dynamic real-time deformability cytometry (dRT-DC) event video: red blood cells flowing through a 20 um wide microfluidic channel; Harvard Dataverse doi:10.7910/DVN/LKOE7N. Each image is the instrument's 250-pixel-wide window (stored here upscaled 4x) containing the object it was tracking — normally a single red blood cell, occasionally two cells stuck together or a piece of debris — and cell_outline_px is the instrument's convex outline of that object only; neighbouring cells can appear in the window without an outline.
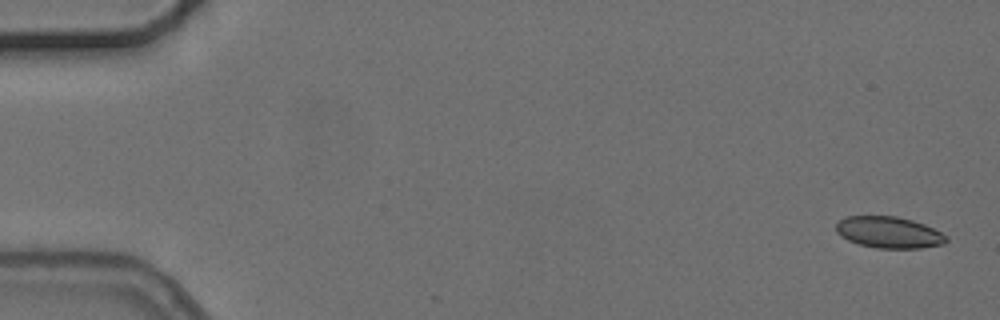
{"species": "common noctule bat (a hibernating species)", "species_latin": "Nyctalus noctula", "temperature_condition": "cold", "stored_images_in_passage": 6, "camera_frame_rate_fps": 3000, "um_per_image_px": 0.085, "animal": {"sex": "female", "body_mass_g": 24.6, "forearm_length_mm": 56.2}, "frame": {"image": 1, "passage_image": 1, "time_ms": 0.0, "image_size_px": [1000, 320], "cell_outline_px": [[948, 240], [944, 244], [920, 248], [876, 248], [860, 244], [848, 240], [840, 236], [836, 232], [836, 224], [844, 216], [896, 216], [912, 220], [924, 224], [948, 236]], "centroid_in_image_um": [75.55, 19.75], "position_along_channel_um": 9.5, "area_um2": 20.23}}